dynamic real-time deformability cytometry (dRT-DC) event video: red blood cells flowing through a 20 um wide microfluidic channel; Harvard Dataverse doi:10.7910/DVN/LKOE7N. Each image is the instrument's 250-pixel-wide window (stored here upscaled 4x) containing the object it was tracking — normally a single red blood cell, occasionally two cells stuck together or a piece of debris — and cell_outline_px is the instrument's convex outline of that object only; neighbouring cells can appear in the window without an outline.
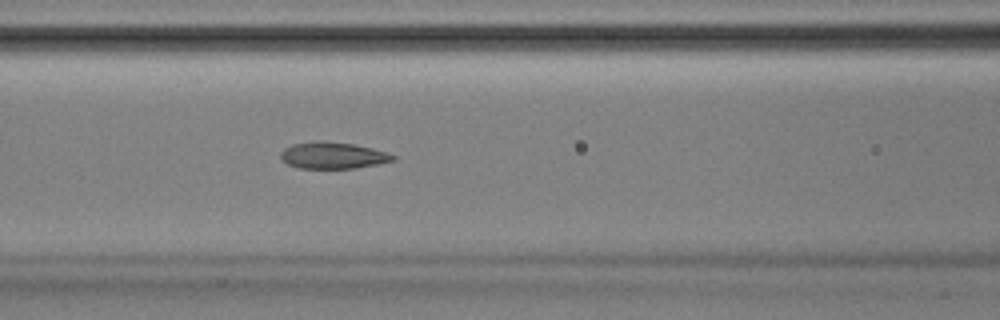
{"species": "Egyptian fruit bat (a non-hibernating species)", "species_latin": "Rousettus aegyptiacus", "temperature_condition": "room temperature", "stored_images_in_passage": 52, "camera_frame_rate_fps": 3000, "um_per_image_px": 0.085, "animal": {"sex": "male"}, "frame": {"image": 1, "passage_image": 22, "time_ms": 7.0, "image_size_px": [1000, 320], "cell_outline_px": [[396, 160], [356, 168], [300, 168], [288, 164], [280, 156], [280, 152], [284, 148], [292, 144], [352, 144], [372, 148], [388, 152], [396, 156]], "centroid_in_image_um": [28.36, 13.26], "position_along_channel_um": 138.2, "area_um2": 16.47}}
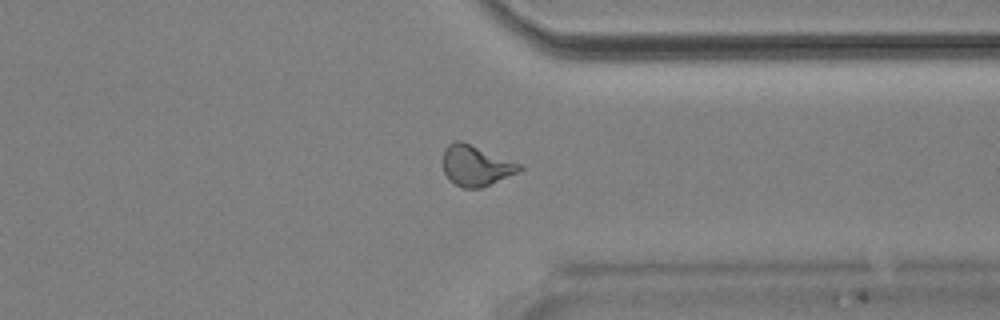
{"frame": {"image": 2, "passage_image": 40, "time_ms": 13.0, "image_size_px": [1000, 320], "cell_outline_px": [[524, 168], [520, 172], [480, 188], [464, 188], [448, 180], [444, 172], [444, 148], [448, 144], [456, 140], [460, 140], [520, 164]], "centroid_in_image_um": [40.44, 14.09], "position_along_channel_um": 371.0, "area_um2": 17.86}}
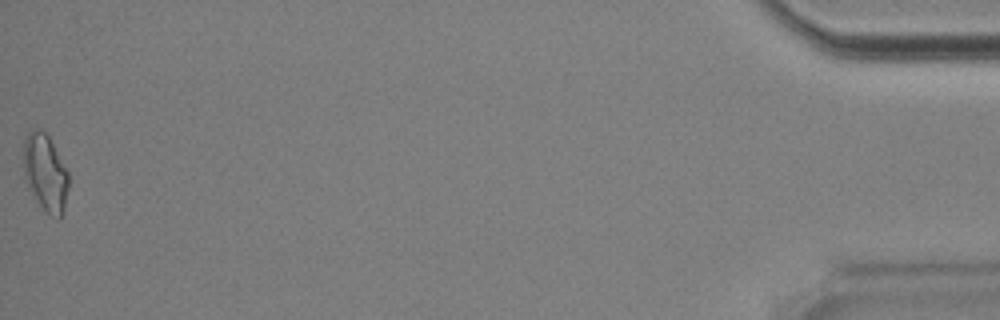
{"frame": {"image": 3, "passage_image": 52, "time_ms": 17.0, "image_size_px": [1000, 320], "cell_outline_px": [[68, 188], [64, 208], [60, 216], [56, 220], [40, 204], [28, 184], [24, 172], [24, 136], [32, 128], [36, 128], [44, 132], [48, 136], [68, 172]], "centroid_in_image_um": [3.86, 14.63], "position_along_channel_um": 431.3, "area_um2": 19.65}, "authors_computed_cell_mechanics": {"area_um2": 17.9758, "velocity_mm_per_s": 3.9072, "shape_relaxation_time_tau1_ms": null, "shape_relaxation_time_tau2_ms": 3.3543, "deformation_change_tau1": null, "deformation_change_tau2": 0.1016}}